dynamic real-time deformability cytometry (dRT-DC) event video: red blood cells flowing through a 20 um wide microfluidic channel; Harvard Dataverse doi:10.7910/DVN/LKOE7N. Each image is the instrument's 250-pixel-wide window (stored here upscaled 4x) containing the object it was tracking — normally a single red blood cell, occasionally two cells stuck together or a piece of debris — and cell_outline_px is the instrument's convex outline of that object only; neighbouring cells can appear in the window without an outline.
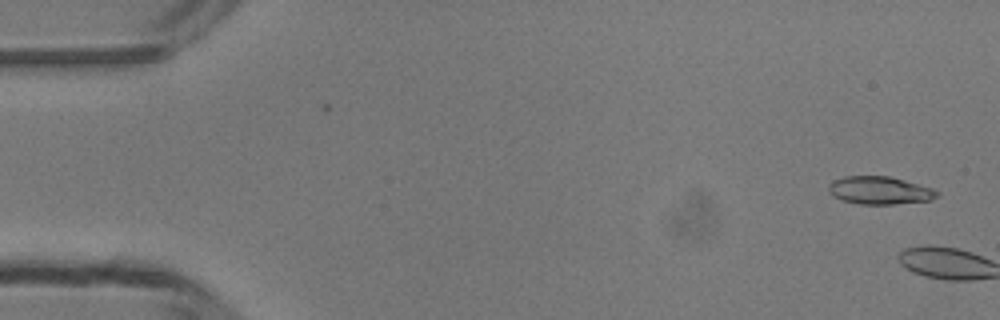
{"species": "common noctule bat (a hibernating species)", "species_latin": "Nyctalus noctula", "temperature_condition": "room temperature", "stored_images_in_passage": 2, "camera_frame_rate_fps": 3000, "um_per_image_px": 0.085, "animal": {"sex": "male", "body_mass_g": 13.3}, "frame": {"image": 1, "passage_image": 1, "time_ms": 0.0, "image_size_px": [1000, 320], "cell_outline_px": [[940, 192], [932, 200], [892, 204], [860, 204], [844, 200], [828, 192], [828, 184], [832, 180], [844, 176], [888, 176], [932, 188]], "centroid_in_image_um": [74.75, 16.18], "position_along_channel_um": 10.2, "area_um2": 17.4}}